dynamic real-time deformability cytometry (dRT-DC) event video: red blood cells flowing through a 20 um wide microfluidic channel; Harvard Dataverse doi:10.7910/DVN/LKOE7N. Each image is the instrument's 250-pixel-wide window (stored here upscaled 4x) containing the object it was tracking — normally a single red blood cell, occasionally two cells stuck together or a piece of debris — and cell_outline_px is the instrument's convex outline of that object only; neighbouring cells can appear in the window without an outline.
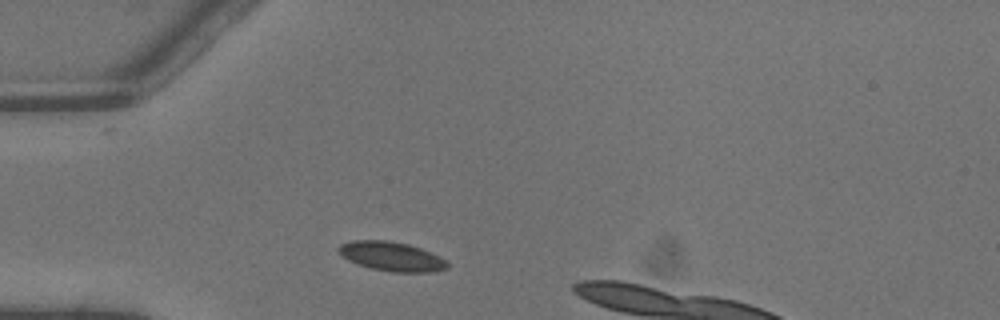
{"species": "common noctule bat (a hibernating species)", "species_latin": "Nyctalus noctula", "temperature_condition": "warm", "stored_images_in_passage": 2, "camera_frame_rate_fps": 3000, "um_per_image_px": 0.085, "animal": {"sex": "male", "body_mass_g": 13.3}, "frame": {"image": 1, "passage_image": 1, "time_ms": 0.0, "image_size_px": [1000, 320], "cell_outline_px": [[448, 268], [432, 272], [392, 272], [372, 268], [348, 260], [336, 248], [340, 244], [352, 240], [388, 240], [408, 244], [420, 248], [444, 260], [448, 264]], "centroid_in_image_um": [33.25, 21.79], "position_along_channel_um": 51.7, "area_um2": 18.21}}